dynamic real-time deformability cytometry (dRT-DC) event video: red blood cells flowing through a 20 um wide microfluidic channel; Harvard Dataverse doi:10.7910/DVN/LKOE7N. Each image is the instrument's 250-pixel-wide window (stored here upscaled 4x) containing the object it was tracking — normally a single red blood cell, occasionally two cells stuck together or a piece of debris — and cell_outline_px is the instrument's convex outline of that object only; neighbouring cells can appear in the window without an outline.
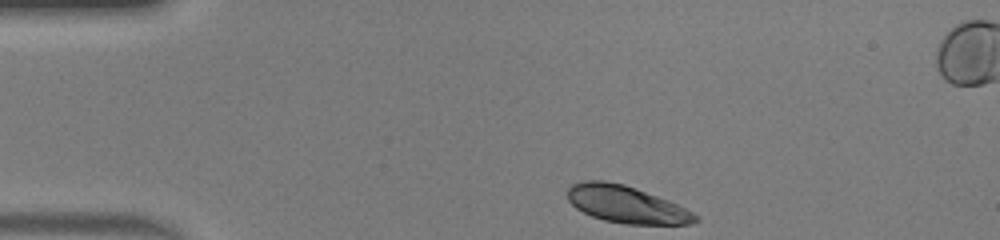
{"species": "human", "species_latin": "Homo sapiens", "temperature_condition": "warm", "stored_images_in_passage": 35, "camera_frame_rate_fps": 3000, "um_per_image_px": 0.085, "donor": {"sex": "male"}, "frame": {"image": 1, "passage_image": 1, "time_ms": 0.0, "image_size_px": [1000, 240], "cell_outline_px": [[700, 220], [692, 224], [628, 224], [604, 220], [592, 216], [576, 208], [568, 200], [568, 188], [572, 184], [584, 180], [604, 180], [624, 184], [636, 188], [668, 200], [700, 216]], "centroid_in_image_um": [53.24, 17.37], "position_along_channel_um": 31.8, "area_um2": 27.57}}
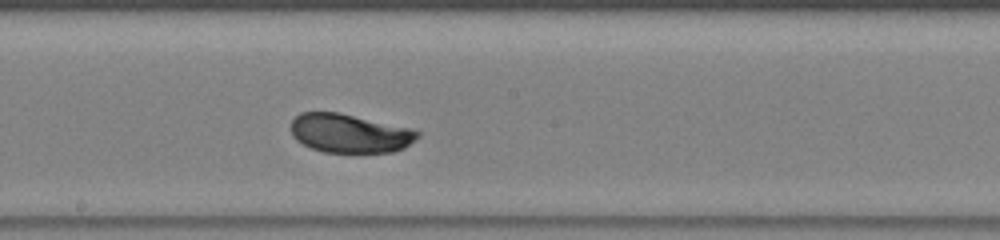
{"frame": {"image": 2, "passage_image": 18, "time_ms": 5.667, "image_size_px": [1000, 240], "cell_outline_px": [[420, 136], [416, 140], [404, 148], [392, 152], [324, 152], [312, 148], [296, 140], [292, 136], [292, 120], [300, 112], [340, 112], [408, 128], [420, 132]], "centroid_in_image_um": [29.72, 11.33], "position_along_channel_um": 218.5, "area_um2": 28.5}}
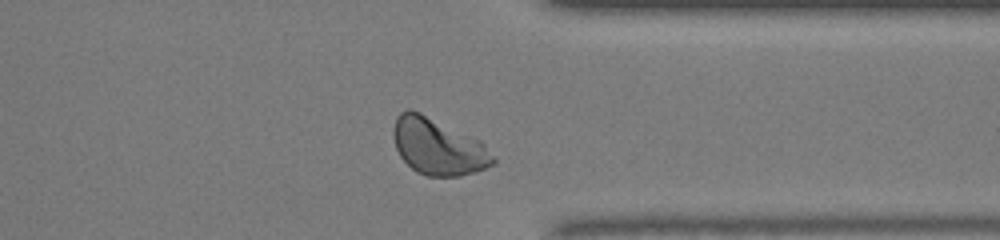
{"frame": {"image": 3, "passage_image": 29, "time_ms": 9.333, "image_size_px": [1000, 240], "cell_outline_px": [[496, 164], [460, 176], [428, 176], [416, 172], [400, 156], [396, 148], [392, 136], [392, 128], [396, 116], [400, 112], [408, 108], [420, 112], [480, 140], [484, 144], [496, 160]], "centroid_in_image_um": [37.2, 12.45], "position_along_channel_um": 374.2, "area_um2": 32.83}, "authors_computed_cell_mechanics": {"area_um2": 29.189, "velocity_mm_per_s": 4.3306, "shape_relaxation_time_tau1_ms": 1.8022, "shape_relaxation_time_tau2_ms": null, "deformation_change_tau1": 0.1005, "deformation_change_tau2": null}}